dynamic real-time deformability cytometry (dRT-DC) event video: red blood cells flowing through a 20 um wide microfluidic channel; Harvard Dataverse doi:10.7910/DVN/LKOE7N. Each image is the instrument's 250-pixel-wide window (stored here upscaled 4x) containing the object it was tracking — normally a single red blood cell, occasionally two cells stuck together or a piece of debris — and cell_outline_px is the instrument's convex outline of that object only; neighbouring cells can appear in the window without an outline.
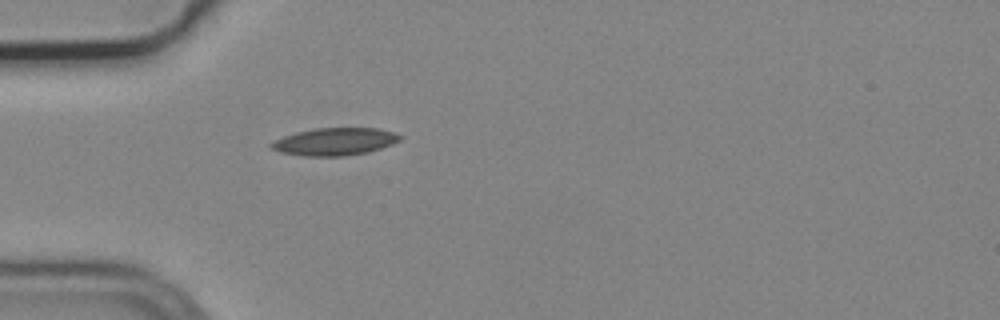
{"species": "common noctule bat (a hibernating species)", "species_latin": "Nyctalus noctula", "temperature_condition": "cold", "stored_images_in_passage": 1, "camera_frame_rate_fps": 3000, "um_per_image_px": 0.085, "animal": {"sex": "male", "body_mass_g": 19.2, "forearm_length_mm": 51.8}, "frame": {"image": 1, "passage_image": 1, "time_ms": 0.0, "image_size_px": [1000, 320], "cell_outline_px": [[404, 136], [400, 140], [392, 144], [368, 152], [344, 156], [304, 156], [280, 152], [272, 148], [268, 144], [272, 140], [296, 132], [316, 128], [380, 128], [396, 132]], "centroid_in_image_um": [28.47, 12.03], "position_along_channel_um": 56.5, "area_um2": 20.81}}